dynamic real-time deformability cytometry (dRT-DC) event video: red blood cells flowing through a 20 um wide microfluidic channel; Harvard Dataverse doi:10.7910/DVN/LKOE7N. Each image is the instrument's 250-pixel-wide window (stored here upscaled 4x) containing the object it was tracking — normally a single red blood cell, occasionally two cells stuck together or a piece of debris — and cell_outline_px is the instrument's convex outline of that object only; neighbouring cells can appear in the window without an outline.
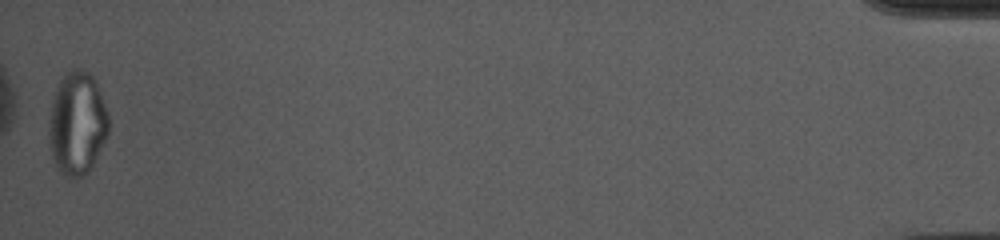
{"species": "common noctule bat (a hibernating species)", "species_latin": "Nyctalus noctula", "temperature_condition": "cold", "stored_images_in_passage": 42, "camera_frame_rate_fps": 3000, "um_per_image_px": 0.085, "animal": {"sex": "female", "body_mass_g": 10.0, "forearm_length_mm": 53.1}, "frame": {"image": 1, "passage_image": 42, "time_ms": 13.667, "image_size_px": [1000, 240], "cell_outline_px": [[108, 136], [88, 172], [84, 176], [68, 180], [56, 168], [52, 156], [48, 140], [48, 124], [52, 100], [60, 80], [72, 68], [80, 68], [88, 72], [92, 76], [100, 92], [108, 112]], "centroid_in_image_um": [6.54, 10.53], "position_along_channel_um": 428.7, "area_um2": 36.18}, "authors_computed_cell_mechanics": {"area_um2": 24.4494, "velocity_mm_per_s": 3.6527, "shape_relaxation_time_tau1_ms": null, "shape_relaxation_time_tau2_ms": 1.7122, "deformation_change_tau1": null, "deformation_change_tau2": 0.0861}}